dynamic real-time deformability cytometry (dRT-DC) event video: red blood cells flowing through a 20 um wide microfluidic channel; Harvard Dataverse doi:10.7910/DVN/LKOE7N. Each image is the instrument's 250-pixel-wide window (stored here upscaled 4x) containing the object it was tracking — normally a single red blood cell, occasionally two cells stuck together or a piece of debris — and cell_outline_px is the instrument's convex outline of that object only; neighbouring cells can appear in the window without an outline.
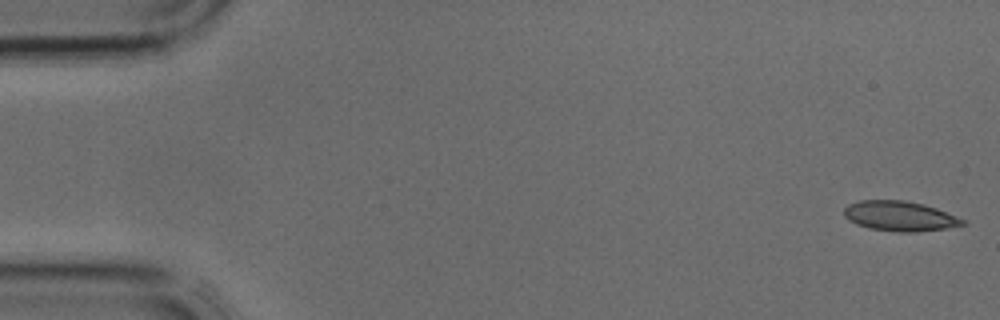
{"species": "common noctule bat (a hibernating species)", "species_latin": "Nyctalus noctula", "temperature_condition": "cold", "stored_images_in_passage": 36, "camera_frame_rate_fps": 3000, "um_per_image_px": 0.085, "animal": {"sex": "male", "body_mass_g": 17.9, "forearm_length_mm": 54.2}, "frame": {"image": 1, "passage_image": 1, "time_ms": 0.0, "image_size_px": [1000, 320], "cell_outline_px": [[968, 224], [944, 228], [916, 232], [896, 232], [868, 228], [856, 224], [848, 220], [844, 216], [844, 208], [848, 204], [860, 200], [904, 200], [924, 204], [936, 208], [968, 220]], "centroid_in_image_um": [76.49, 18.37], "position_along_channel_um": 8.5, "area_um2": 20.92}}
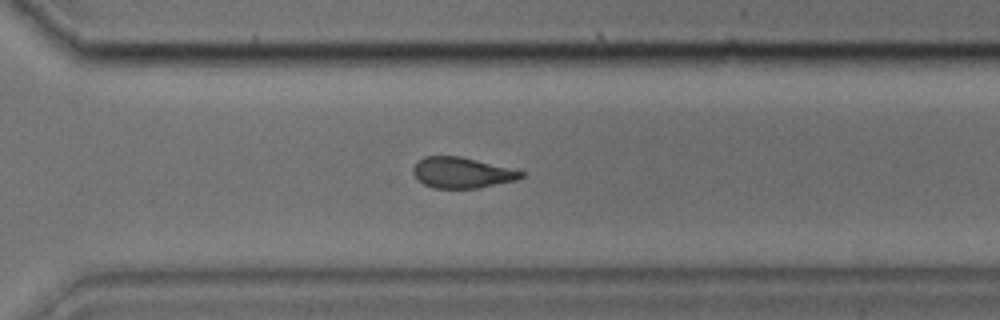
{"frame": {"image": 2, "passage_image": 28, "time_ms": 9.0, "image_size_px": [1000, 320], "cell_outline_px": [[524, 176], [516, 180], [476, 188], [432, 188], [424, 184], [412, 172], [412, 168], [424, 156], [460, 156], [524, 172]], "centroid_in_image_um": [39.23, 14.68], "position_along_channel_um": 331.4, "area_um2": 18.96}}
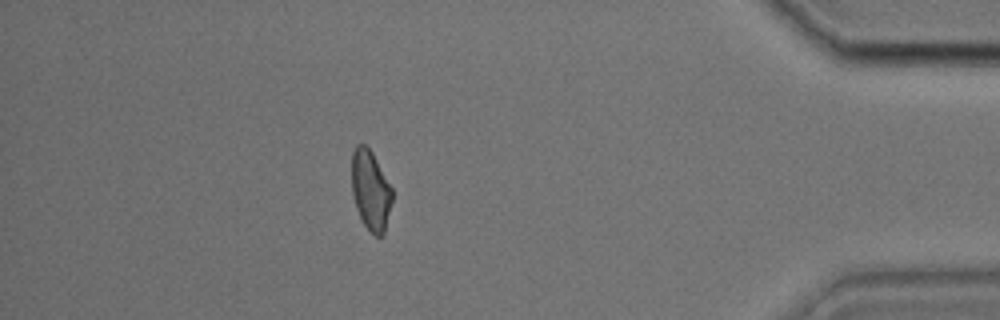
{"frame": {"image": 3, "passage_image": 35, "time_ms": 11.333, "image_size_px": [1000, 320], "cell_outline_px": [[392, 200], [384, 232], [380, 236], [376, 236], [364, 224], [356, 208], [352, 192], [352, 152], [356, 144], [364, 144], [372, 152], [392, 188]], "centroid_in_image_um": [31.49, 16.14], "position_along_channel_um": 403.7, "area_um2": 18.55}}